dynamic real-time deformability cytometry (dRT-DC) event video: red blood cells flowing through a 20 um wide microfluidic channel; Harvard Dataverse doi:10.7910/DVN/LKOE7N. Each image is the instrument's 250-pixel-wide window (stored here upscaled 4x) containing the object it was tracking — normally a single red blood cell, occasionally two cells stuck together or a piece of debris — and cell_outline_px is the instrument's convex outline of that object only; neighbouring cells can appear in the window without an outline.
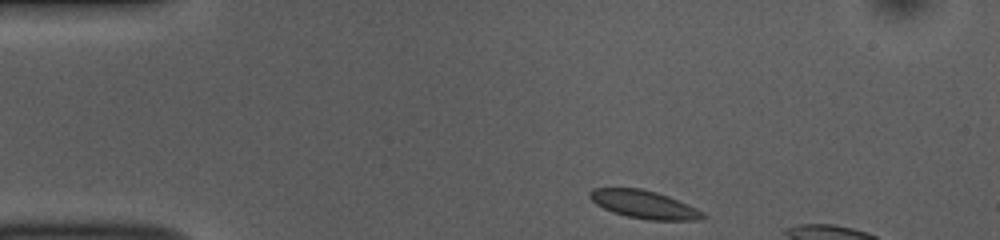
{"species": "common noctule bat (a hibernating species)", "species_latin": "Nyctalus noctula", "temperature_condition": "room temperature", "stored_images_in_passage": 7, "camera_frame_rate_fps": 3000, "um_per_image_px": 0.085, "animal": {"sex": "female", "body_mass_g": 10.0, "forearm_length_mm": 53.1}, "frame": {"image": 1, "passage_image": 1, "time_ms": 0.0, "image_size_px": [1000, 240], "cell_outline_px": [[708, 216], [700, 220], [648, 220], [628, 216], [612, 212], [596, 204], [588, 196], [588, 192], [592, 188], [640, 188], [656, 192], [668, 196], [688, 204], [704, 212]], "centroid_in_image_um": [54.76, 17.38], "position_along_channel_um": 30.2, "area_um2": 18.5}}